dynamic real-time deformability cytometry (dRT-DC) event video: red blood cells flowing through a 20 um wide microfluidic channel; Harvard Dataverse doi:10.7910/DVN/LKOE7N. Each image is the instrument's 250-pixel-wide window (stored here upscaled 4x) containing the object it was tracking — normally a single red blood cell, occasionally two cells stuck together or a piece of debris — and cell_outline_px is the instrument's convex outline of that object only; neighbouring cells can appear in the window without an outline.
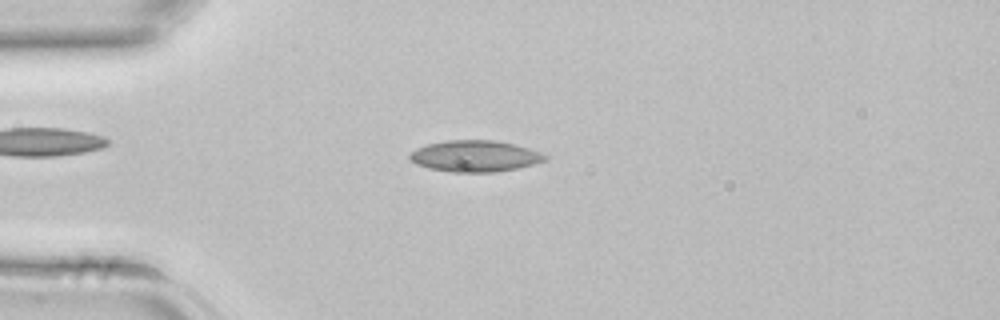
{"species": "common noctule bat (a hibernating species)", "species_latin": "Nyctalus noctula", "temperature_condition": "room temperature", "stored_images_in_passage": 31, "camera_frame_rate_fps": 3000, "um_per_image_px": 0.085, "animal": {"sex": "female", "body_mass_g": 22.7, "forearm_length_mm": 54.2}, "frame": {"image": 1, "passage_image": 10, "time_ms": 3.0, "image_size_px": [1000, 320], "cell_outline_px": [[548, 156], [544, 160], [532, 164], [516, 168], [496, 172], [452, 172], [428, 168], [416, 164], [408, 156], [408, 152], [416, 148], [428, 144], [444, 140], [496, 140], [516, 144], [540, 152]], "centroid_in_image_um": [40.33, 13.26], "position_along_channel_um": 44.7, "area_um2": 24.74}}
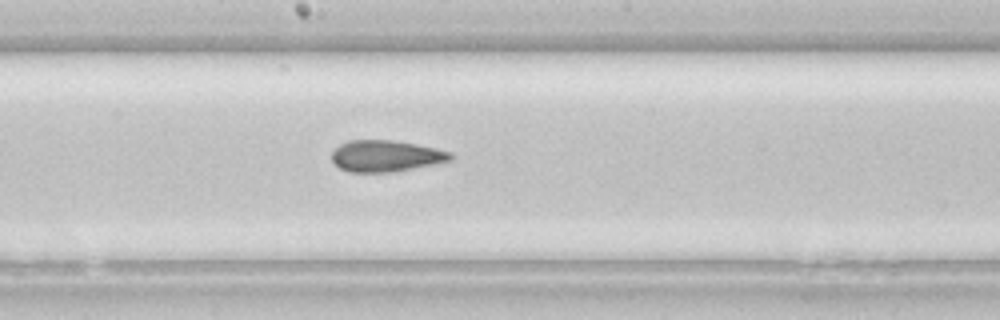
{"frame": {"image": 2, "passage_image": 22, "time_ms": 7.0, "image_size_px": [1000, 320], "cell_outline_px": [[456, 156], [452, 160], [412, 168], [388, 172], [348, 172], [340, 168], [332, 160], [332, 152], [340, 144], [348, 140], [392, 140], [416, 144], [436, 148], [452, 152]], "centroid_in_image_um": [32.81, 13.25], "position_along_channel_um": 215.4, "area_um2": 21.68}}